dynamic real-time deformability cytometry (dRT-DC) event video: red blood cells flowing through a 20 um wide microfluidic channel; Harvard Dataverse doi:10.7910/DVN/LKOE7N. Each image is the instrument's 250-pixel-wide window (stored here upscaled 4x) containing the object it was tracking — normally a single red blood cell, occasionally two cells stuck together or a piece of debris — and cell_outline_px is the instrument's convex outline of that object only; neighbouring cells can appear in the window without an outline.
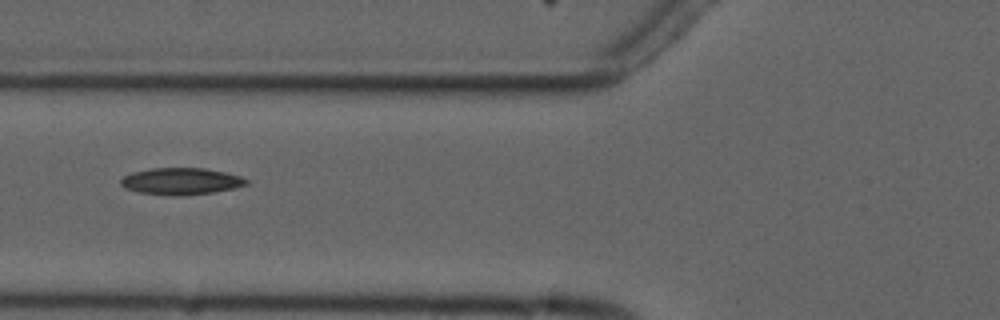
{"species": "common noctule bat (a hibernating species)", "species_latin": "Nyctalus noctula", "temperature_condition": "cold", "stored_images_in_passage": 8, "camera_frame_rate_fps": 3000, "um_per_image_px": 0.085, "animal": {"sex": "male", "forearm_length_mm": 52.5}, "frame": {"image": 1, "passage_image": 6, "time_ms": 5.667, "image_size_px": [1000, 320], "cell_outline_px": [[252, 180], [248, 184], [236, 188], [212, 192], [180, 196], [140, 192], [124, 188], [120, 184], [120, 180], [124, 176], [132, 172], [152, 168], [204, 168], [228, 172]], "centroid_in_image_um": [15.45, 15.4], "position_along_channel_um": 110.4, "area_um2": 19.71}}
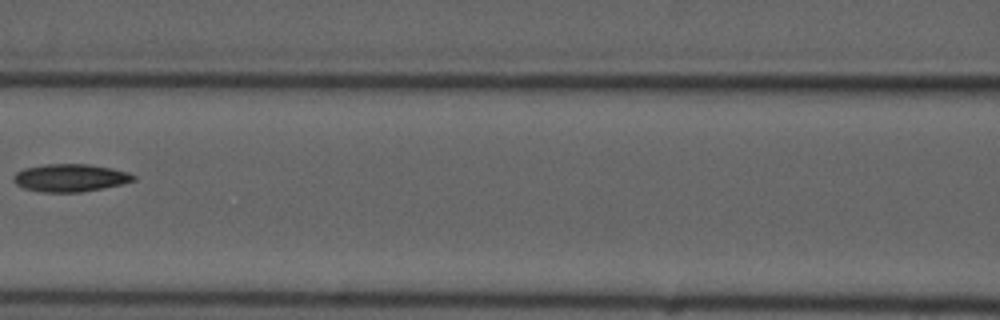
{"frame": {"image": 2, "passage_image": 7, "time_ms": 7.0, "image_size_px": [1000, 320], "cell_outline_px": [[136, 180], [120, 184], [80, 192], [44, 192], [24, 188], [16, 184], [12, 180], [12, 176], [16, 172], [24, 168], [44, 164], [88, 164], [112, 168], [128, 172], [136, 176]], "centroid_in_image_um": [5.94, 15.1], "position_along_channel_um": 160.7, "area_um2": 19.31}}
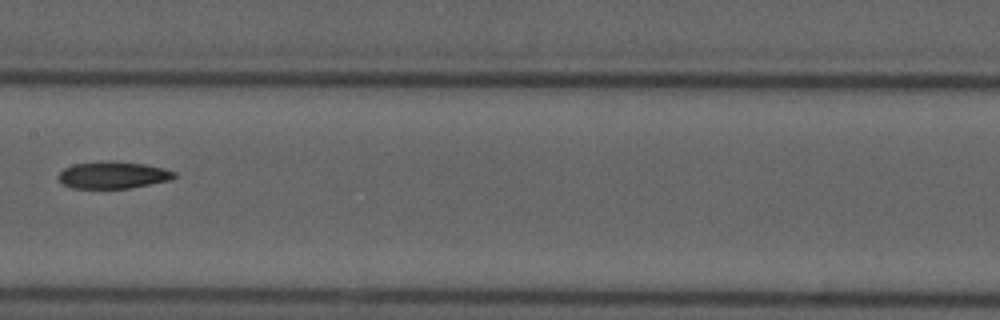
{"frame": {"image": 3, "passage_image": 8, "time_ms": 8.0, "image_size_px": [1000, 320], "cell_outline_px": [[176, 176], [172, 180], [128, 188], [72, 188], [64, 184], [56, 176], [64, 168], [72, 164], [108, 160], [112, 160], [144, 164], [164, 168], [176, 172]], "centroid_in_image_um": [9.61, 14.86], "position_along_channel_um": 197.8, "area_um2": 18.38}}